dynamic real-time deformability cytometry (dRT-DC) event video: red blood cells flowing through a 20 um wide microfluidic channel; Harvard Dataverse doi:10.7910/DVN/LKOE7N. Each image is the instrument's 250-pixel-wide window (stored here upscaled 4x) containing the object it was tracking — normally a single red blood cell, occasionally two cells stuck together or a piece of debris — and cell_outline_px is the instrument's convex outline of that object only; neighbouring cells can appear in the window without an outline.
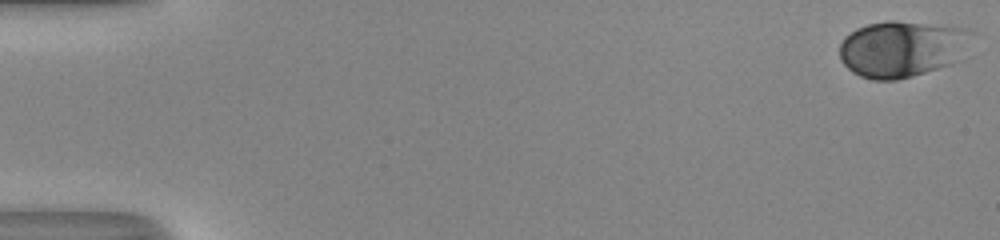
{"species": "human", "species_latin": "Homo sapiens", "temperature_condition": "room temperature", "stored_images_in_passage": 52, "camera_frame_rate_fps": 3000, "um_per_image_px": 0.085, "donor": {"sex": "male"}, "frame": {"image": 1, "passage_image": 1, "time_ms": 0.0, "image_size_px": [1000, 240], "cell_outline_px": [[976, 32], [960, 60], [952, 64], [912, 76], [896, 80], [872, 80], [860, 76], [852, 72], [840, 60], [840, 44], [844, 36], [856, 28], [868, 24], [888, 20], [896, 20], [968, 28]], "centroid_in_image_um": [76.7, 4.14], "position_along_channel_um": 8.3, "area_um2": 44.04}}
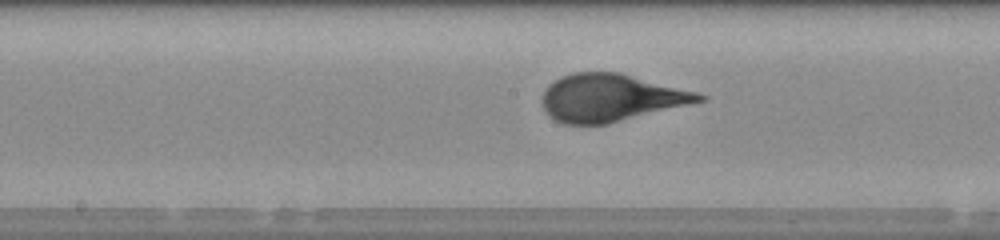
{"frame": {"image": 2, "passage_image": 28, "time_ms": 9.0, "image_size_px": [1000, 240], "cell_outline_px": [[708, 100], [608, 124], [564, 124], [548, 116], [540, 100], [544, 88], [548, 84], [560, 76], [572, 72], [620, 72], [700, 92], [708, 96]], "centroid_in_image_um": [51.93, 8.3], "position_along_channel_um": 196.3, "area_um2": 44.1}}
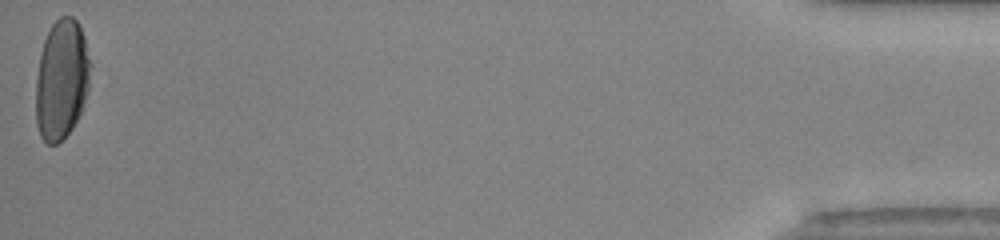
{"frame": {"image": 3, "passage_image": 52, "time_ms": 17.0, "image_size_px": [1000, 240], "cell_outline_px": [[92, 64], [88, 92], [80, 112], [72, 128], [56, 144], [48, 144], [40, 136], [36, 124], [36, 80], [40, 52], [44, 40], [52, 24], [60, 16], [72, 16], [80, 24], [84, 36]], "centroid_in_image_um": [5.25, 6.73], "position_along_channel_um": 430.0, "area_um2": 38.44}}